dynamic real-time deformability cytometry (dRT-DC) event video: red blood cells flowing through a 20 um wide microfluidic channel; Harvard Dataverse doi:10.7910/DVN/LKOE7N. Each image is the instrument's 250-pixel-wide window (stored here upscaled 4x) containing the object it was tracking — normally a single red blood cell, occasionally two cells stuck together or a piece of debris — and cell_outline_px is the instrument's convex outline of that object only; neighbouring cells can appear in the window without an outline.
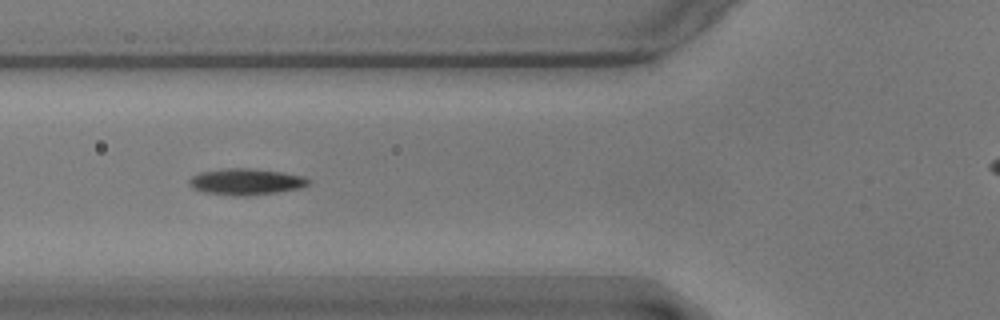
{"species": "common noctule bat (a hibernating species)", "species_latin": "Nyctalus noctula", "temperature_condition": "warm", "stored_images_in_passage": 57, "camera_frame_rate_fps": 3000, "um_per_image_px": 0.085, "animal": {"sex": "male", "body_mass_g": 17.9}, "frame": {"image": 1, "passage_image": 20, "time_ms": 6.333, "image_size_px": [1000, 320], "cell_outline_px": [[312, 184], [300, 188], [276, 192], [244, 196], [236, 196], [204, 192], [192, 188], [188, 184], [188, 180], [192, 176], [200, 172], [228, 168], [248, 168], [284, 172], [304, 176], [312, 180]], "centroid_in_image_um": [20.94, 15.44], "position_along_channel_um": 104.9, "area_um2": 18.44}}
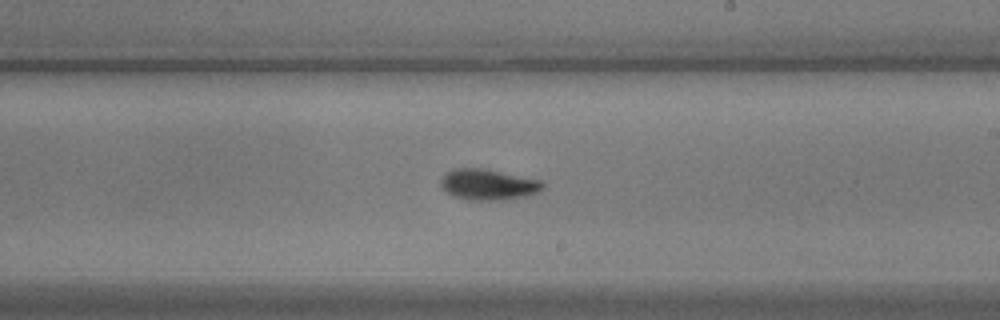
{"frame": {"image": 2, "passage_image": 32, "time_ms": 10.333, "image_size_px": [1000, 320], "cell_outline_px": [[544, 188], [540, 192], [524, 196], [504, 200], [468, 200], [452, 196], [440, 188], [440, 180], [444, 172], [452, 168], [484, 168], [544, 180]], "centroid_in_image_um": [41.48, 15.68], "position_along_channel_um": 247.5, "area_um2": 18.9}}
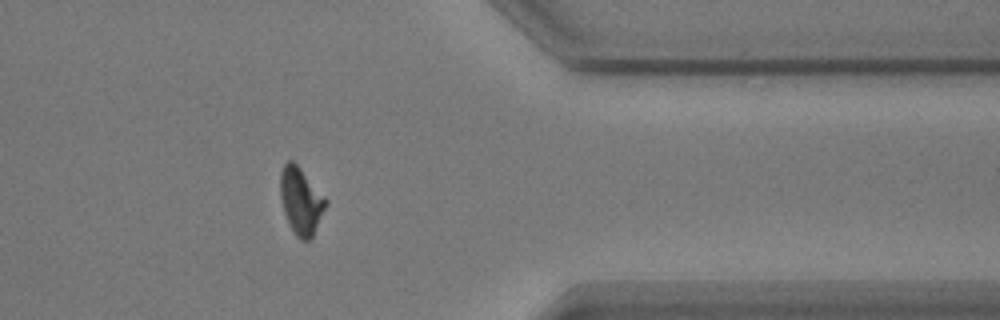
{"frame": {"image": 3, "passage_image": 45, "time_ms": 14.667, "image_size_px": [1000, 320], "cell_outline_px": [[328, 204], [312, 236], [308, 240], [300, 240], [296, 236], [284, 212], [280, 196], [280, 172], [284, 164], [288, 160], [292, 160], [300, 168], [328, 200]], "centroid_in_image_um": [25.58, 17.06], "position_along_channel_um": 385.8, "area_um2": 17.51}, "authors_computed_cell_mechanics": {"area_um2": 17.3978, "velocity_mm_per_s": 3.5638, "shape_relaxation_time_tau1_ms": 2.9638, "shape_relaxation_time_tau2_ms": 2.378, "deformation_change_tau1": 0.1467, "deformation_change_tau2": 0.0648}}